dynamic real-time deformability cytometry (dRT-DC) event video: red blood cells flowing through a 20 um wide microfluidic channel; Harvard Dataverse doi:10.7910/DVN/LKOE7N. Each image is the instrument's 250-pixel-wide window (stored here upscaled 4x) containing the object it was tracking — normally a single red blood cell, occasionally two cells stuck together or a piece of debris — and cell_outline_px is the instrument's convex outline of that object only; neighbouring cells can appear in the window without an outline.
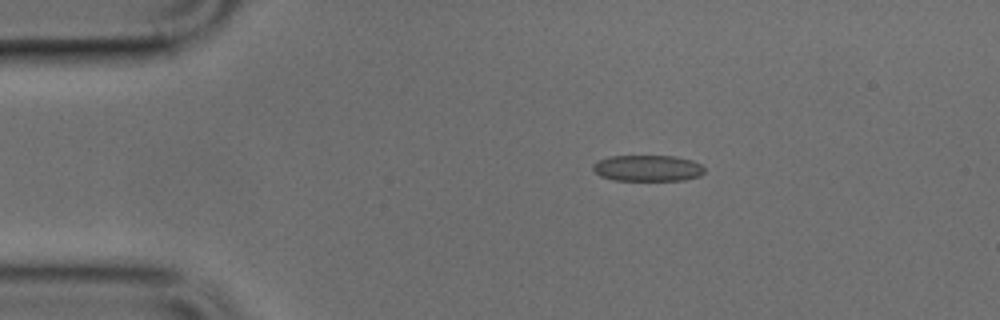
{"species": "common noctule bat (a hibernating species)", "species_latin": "Nyctalus noctula", "temperature_condition": "cold", "stored_images_in_passage": 47, "camera_frame_rate_fps": 3000, "um_per_image_px": 0.085, "animal": {"sex": "male", "body_mass_g": 17.9, "forearm_length_mm": 54.2}, "frame": {"image": 1, "passage_image": 7, "time_ms": 2.0, "image_size_px": [1000, 320], "cell_outline_px": [[704, 172], [700, 176], [684, 180], [612, 180], [600, 176], [592, 168], [592, 164], [596, 160], [608, 156], [676, 156], [692, 160], [700, 164], [704, 168]], "centroid_in_image_um": [55.02, 14.29], "position_along_channel_um": 30.0, "area_um2": 17.17}}
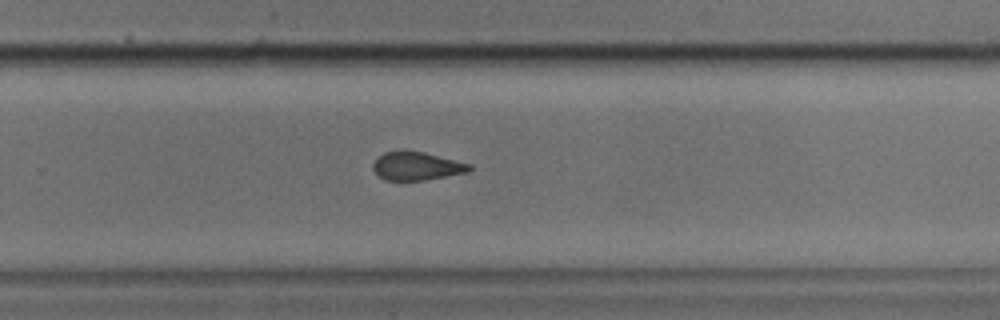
{"frame": {"image": 2, "passage_image": 30, "time_ms": 9.667, "image_size_px": [1000, 320], "cell_outline_px": [[472, 168], [468, 172], [424, 180], [384, 180], [372, 168], [372, 164], [384, 152], [404, 148], [424, 152], [472, 164]], "centroid_in_image_um": [35.41, 14.08], "position_along_channel_um": 294.4, "area_um2": 16.13}}
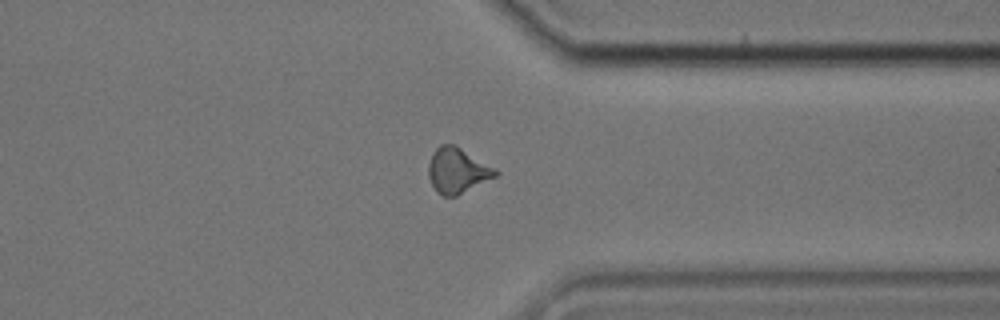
{"frame": {"image": 3, "passage_image": 36, "time_ms": 11.667, "image_size_px": [1000, 320], "cell_outline_px": [[500, 172], [496, 176], [456, 196], [444, 196], [436, 192], [428, 176], [428, 164], [436, 148], [440, 144], [456, 144], [496, 168]], "centroid_in_image_um": [38.89, 14.48], "position_along_channel_um": 372.5, "area_um2": 17.74}}